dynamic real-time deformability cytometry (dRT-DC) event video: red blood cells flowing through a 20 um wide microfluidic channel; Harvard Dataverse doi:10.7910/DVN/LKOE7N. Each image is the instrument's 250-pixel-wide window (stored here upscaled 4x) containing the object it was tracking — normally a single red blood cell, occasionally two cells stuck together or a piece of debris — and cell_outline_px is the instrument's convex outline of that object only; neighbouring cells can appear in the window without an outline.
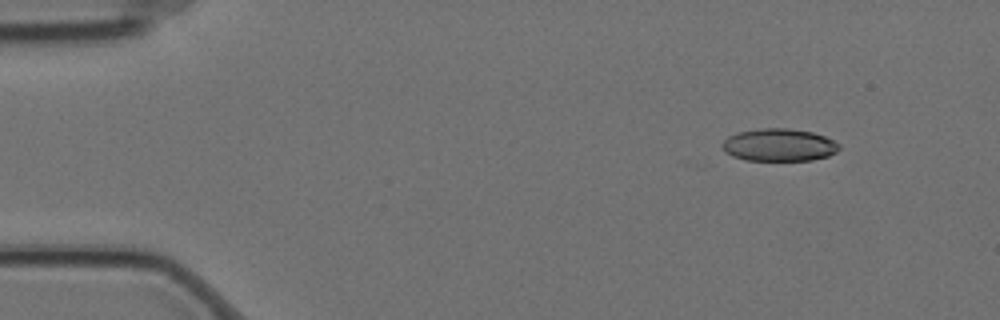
{"species": "Egyptian fruit bat (a non-hibernating species)", "species_latin": "Rousettus aegyptiacus", "temperature_condition": "cold", "stored_images_in_passage": 6, "camera_frame_rate_fps": 3000, "um_per_image_px": 0.085, "animal": {"sex": "female"}, "frame": {"image": 1, "passage_image": 2, "time_ms": 0.333, "image_size_px": [1000, 320], "cell_outline_px": [[840, 148], [836, 152], [828, 156], [812, 160], [744, 160], [732, 156], [724, 152], [720, 148], [720, 144], [728, 136], [736, 132], [760, 128], [788, 128], [812, 132], [824, 136], [840, 144]], "centroid_in_image_um": [66.17, 12.32], "position_along_channel_um": 18.8, "area_um2": 22.43}}
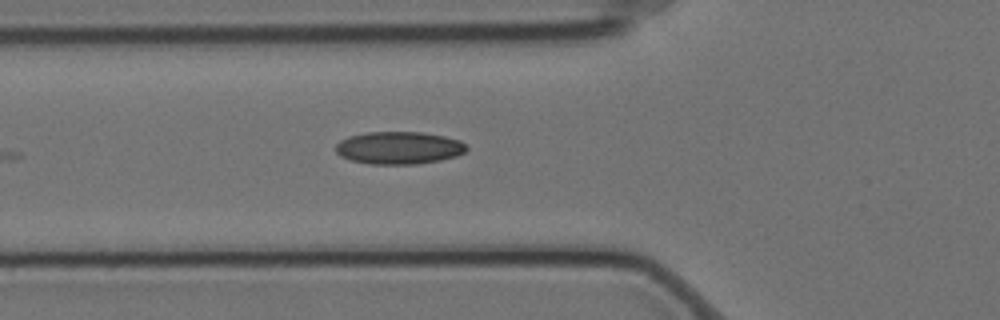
{"frame": {"image": 2, "passage_image": 6, "time_ms": 1.667, "image_size_px": [1000, 320], "cell_outline_px": [[468, 148], [464, 152], [456, 156], [440, 160], [416, 164], [372, 164], [352, 160], [340, 156], [336, 152], [336, 144], [340, 140], [348, 136], [368, 132], [424, 132], [444, 136], [460, 140]], "centroid_in_image_um": [33.9, 12.56], "position_along_channel_um": 91.9, "area_um2": 24.8}}